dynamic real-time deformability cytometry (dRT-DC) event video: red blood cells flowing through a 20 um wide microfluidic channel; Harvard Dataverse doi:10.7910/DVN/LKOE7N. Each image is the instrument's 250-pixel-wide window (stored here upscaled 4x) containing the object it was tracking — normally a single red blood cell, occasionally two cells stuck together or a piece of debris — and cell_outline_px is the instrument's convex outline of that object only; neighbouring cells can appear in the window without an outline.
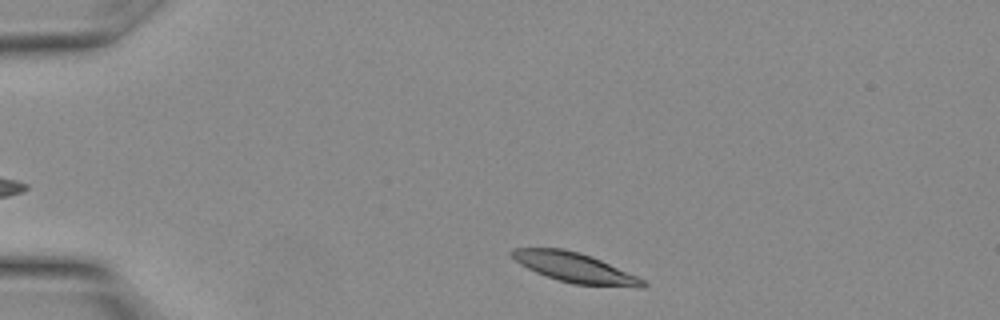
{"species": "Egyptian fruit bat (a non-hibernating species)", "species_latin": "Rousettus aegyptiacus", "temperature_condition": "warm", "stored_images_in_passage": 16, "camera_frame_rate_fps": 3000, "um_per_image_px": 0.085, "animal": {"sex": "female"}, "frame": {"image": 1, "passage_image": 1, "time_ms": 0.0, "image_size_px": [1000, 320], "cell_outline_px": [[648, 284], [644, 288], [640, 288], [572, 284], [536, 272], [520, 264], [508, 252], [512, 248], [564, 248], [580, 252], [592, 256], [636, 276], [644, 280]], "centroid_in_image_um": [48.88, 22.75], "position_along_channel_um": 36.1, "area_um2": 22.66}}
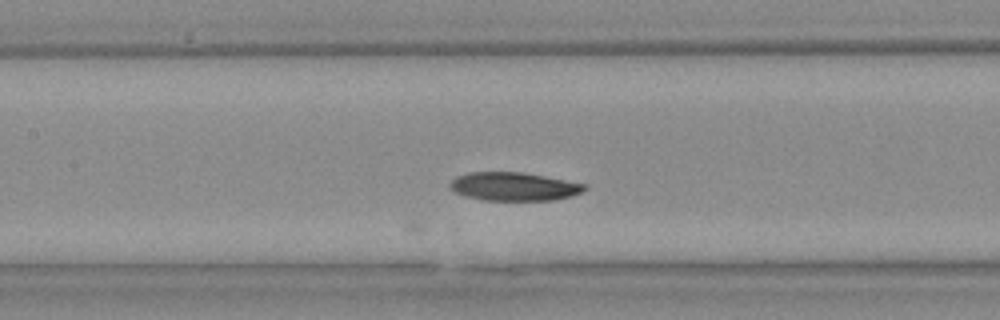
{"frame": {"image": 2, "passage_image": 9, "time_ms": 2.667, "image_size_px": [1000, 320], "cell_outline_px": [[588, 188], [584, 192], [572, 196], [552, 200], [484, 200], [464, 196], [448, 188], [448, 184], [456, 176], [468, 172], [524, 172], [584, 184]], "centroid_in_image_um": [43.65, 15.85], "position_along_channel_um": 163.7, "area_um2": 22.37}}